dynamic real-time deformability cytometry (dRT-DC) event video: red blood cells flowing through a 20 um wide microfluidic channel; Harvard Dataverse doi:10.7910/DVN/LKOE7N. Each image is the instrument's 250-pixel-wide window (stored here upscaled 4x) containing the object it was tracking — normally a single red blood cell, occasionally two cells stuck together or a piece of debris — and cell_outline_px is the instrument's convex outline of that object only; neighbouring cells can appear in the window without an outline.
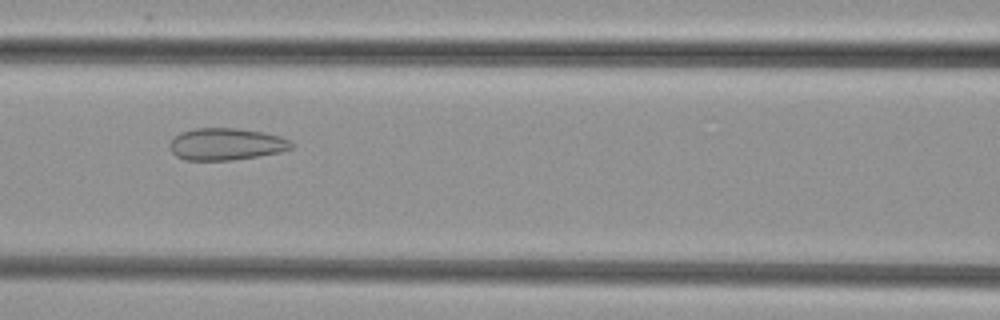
{"species": "common noctule bat (a hibernating species)", "species_latin": "Nyctalus noctula", "temperature_condition": "cold", "stored_images_in_passage": 49, "camera_frame_rate_fps": 3000, "um_per_image_px": 0.085, "animal": {"sex": "female", "body_mass_g": 29.2, "forearm_length_mm": 56.3}, "frame": {"image": 1, "passage_image": 20, "time_ms": 6.333, "image_size_px": [1000, 320], "cell_outline_px": [[296, 144], [292, 148], [280, 152], [232, 160], [184, 160], [176, 156], [172, 152], [168, 144], [180, 132], [196, 128], [236, 128], [264, 132], [280, 136]], "centroid_in_image_um": [19.22, 12.25], "position_along_channel_um": 147.4, "area_um2": 22.72}}
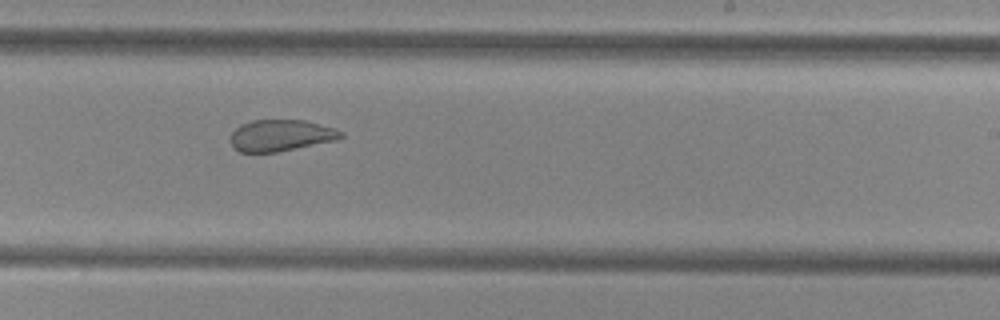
{"frame": {"image": 2, "passage_image": 29, "time_ms": 9.333, "image_size_px": [1000, 320], "cell_outline_px": [[344, 136], [336, 140], [276, 152], [240, 152], [232, 148], [232, 132], [240, 124], [252, 120], [304, 120], [336, 128], [344, 132]], "centroid_in_image_um": [23.88, 11.5], "position_along_channel_um": 265.1, "area_um2": 20.23}}
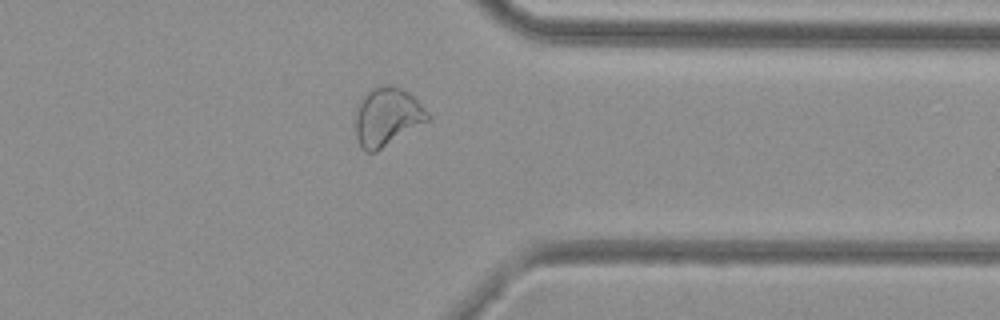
{"frame": {"image": 3, "passage_image": 38, "time_ms": 12.333, "image_size_px": [1000, 320], "cell_outline_px": [[432, 116], [428, 120], [376, 152], [364, 152], [360, 148], [356, 136], [356, 112], [360, 100], [372, 88], [388, 84], [400, 88], [408, 92]], "centroid_in_image_um": [32.88, 9.94], "position_along_channel_um": 378.5, "area_um2": 24.28}}